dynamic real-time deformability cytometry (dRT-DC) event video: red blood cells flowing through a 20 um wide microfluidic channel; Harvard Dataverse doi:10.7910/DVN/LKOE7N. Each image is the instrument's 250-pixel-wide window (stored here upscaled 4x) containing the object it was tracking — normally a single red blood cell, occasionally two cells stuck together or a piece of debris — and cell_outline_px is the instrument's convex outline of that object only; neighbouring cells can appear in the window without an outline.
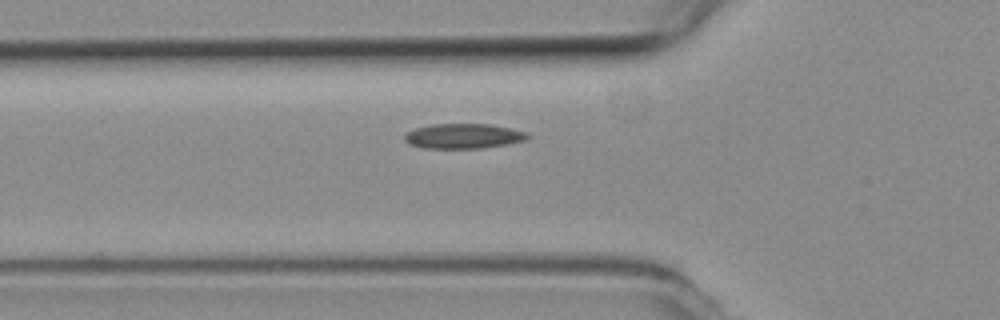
{"species": "common noctule bat (a hibernating species)", "species_latin": "Nyctalus noctula", "temperature_condition": "room temperature", "stored_images_in_passage": 5, "camera_frame_rate_fps": 3000, "um_per_image_px": 0.085, "animal": {"sex": "female", "body_mass_g": 19.3, "forearm_length_mm": 54.1}, "frame": {"image": 1, "passage_image": 5, "time_ms": 1.333, "image_size_px": [1000, 320], "cell_outline_px": [[528, 140], [508, 144], [484, 148], [424, 148], [408, 144], [404, 140], [404, 136], [408, 132], [416, 128], [432, 124], [492, 124], [524, 132], [528, 136]], "centroid_in_image_um": [39.37, 11.57], "position_along_channel_um": 86.4, "area_um2": 17.8}}